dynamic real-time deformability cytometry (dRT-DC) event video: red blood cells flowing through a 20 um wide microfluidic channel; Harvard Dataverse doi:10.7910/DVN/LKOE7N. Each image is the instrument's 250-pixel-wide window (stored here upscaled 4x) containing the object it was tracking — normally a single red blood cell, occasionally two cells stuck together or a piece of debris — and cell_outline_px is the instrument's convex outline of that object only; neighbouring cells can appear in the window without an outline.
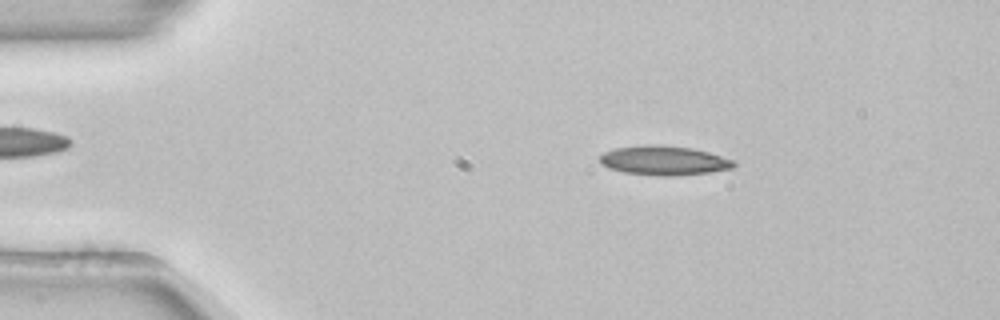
{"species": "common noctule bat (a hibernating species)", "species_latin": "Nyctalus noctula", "temperature_condition": "room temperature", "stored_images_in_passage": 52, "camera_frame_rate_fps": 3000, "um_per_image_px": 0.085, "animal": {"sex": "female", "body_mass_g": 22.7, "forearm_length_mm": 54.2}, "frame": {"image": 1, "passage_image": 9, "time_ms": 2.667, "image_size_px": [1000, 320], "cell_outline_px": [[736, 164], [732, 168], [708, 172], [672, 176], [660, 176], [624, 172], [608, 168], [600, 164], [600, 156], [604, 152], [616, 148], [648, 144], [660, 144], [692, 148], [708, 152], [736, 160]], "centroid_in_image_um": [56.43, 13.63], "position_along_channel_um": 28.6, "area_um2": 22.95}}
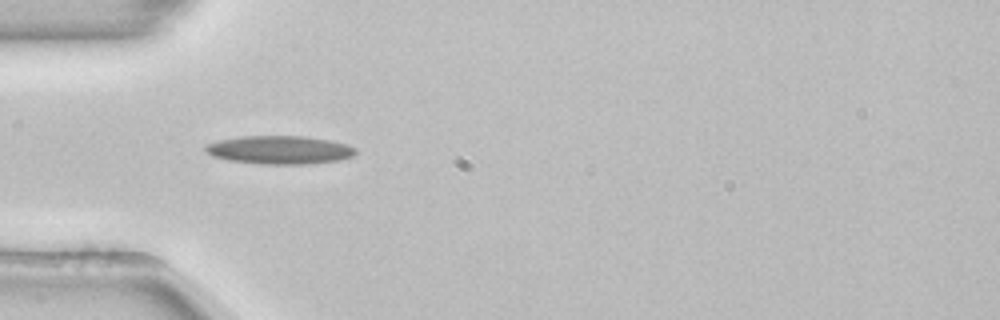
{"frame": {"image": 2, "passage_image": 16, "time_ms": 5.0, "image_size_px": [1000, 320], "cell_outline_px": [[356, 152], [352, 156], [340, 160], [308, 164], [260, 164], [228, 160], [212, 156], [204, 148], [204, 144], [220, 140], [240, 136], [304, 136], [328, 140], [344, 144], [356, 148]], "centroid_in_image_um": [23.74, 12.74], "position_along_channel_um": 61.3, "area_um2": 24.74}}
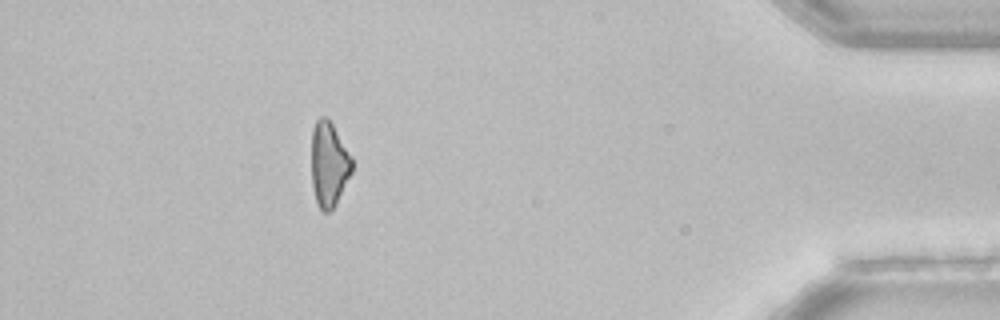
{"frame": {"image": 3, "passage_image": 47, "time_ms": 15.333, "image_size_px": [1000, 320], "cell_outline_px": [[352, 172], [336, 204], [328, 212], [324, 212], [316, 204], [312, 184], [312, 128], [316, 120], [320, 116], [324, 116], [332, 124], [352, 156]], "centroid_in_image_um": [27.95, 13.97], "position_along_channel_um": 407.2, "area_um2": 20.0}, "authors_computed_cell_mechanics": {"area_um2": 21.8195, "velocity_mm_per_s": 3.891, "shape_relaxation_time_tau1_ms": 11.2474, "shape_relaxation_time_tau2_ms": null, "deformation_change_tau1": 0.2589, "deformation_change_tau2": null}}